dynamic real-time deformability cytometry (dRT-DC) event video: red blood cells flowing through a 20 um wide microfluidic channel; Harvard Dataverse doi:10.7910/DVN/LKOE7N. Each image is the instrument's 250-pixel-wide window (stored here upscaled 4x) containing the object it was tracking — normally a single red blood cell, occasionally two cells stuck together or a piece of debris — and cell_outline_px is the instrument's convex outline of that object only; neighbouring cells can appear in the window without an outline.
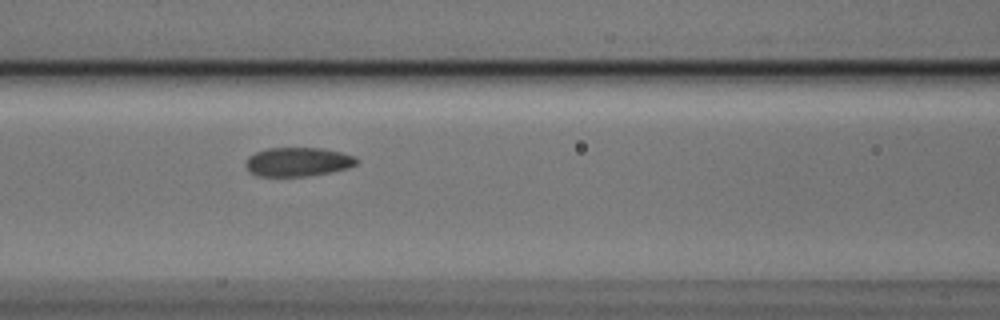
{"species": "Egyptian fruit bat (a non-hibernating species)", "species_latin": "Rousettus aegyptiacus", "temperature_condition": "cold", "stored_images_in_passage": 10, "camera_frame_rate_fps": 3000, "um_per_image_px": 0.085, "animal": {"sex": "male"}, "frame": {"image": 1, "passage_image": 5, "time_ms": 1.333, "image_size_px": [1000, 320], "cell_outline_px": [[360, 160], [356, 164], [348, 168], [332, 172], [308, 176], [256, 176], [244, 164], [248, 156], [256, 152], [268, 148], [324, 148], [356, 156]], "centroid_in_image_um": [25.35, 13.75], "position_along_channel_um": 141.2, "area_um2": 18.84}}
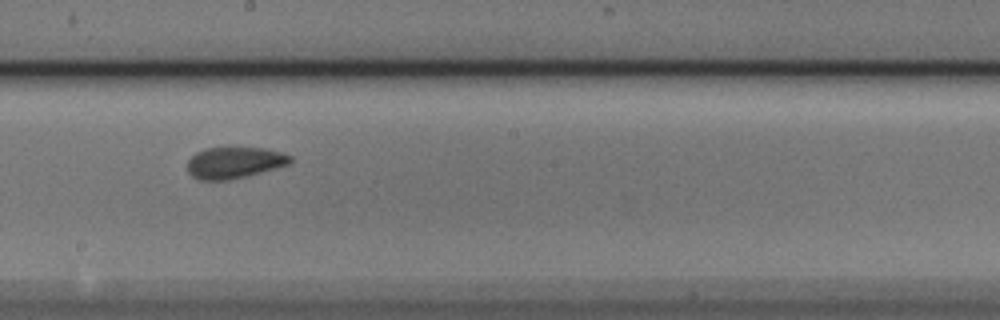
{"frame": {"image": 2, "passage_image": 7, "time_ms": 2.0, "image_size_px": [1000, 320], "cell_outline_px": [[292, 160], [288, 164], [260, 172], [244, 176], [224, 180], [200, 180], [192, 176], [188, 172], [188, 160], [196, 152], [204, 148], [264, 148], [280, 152], [292, 156]], "centroid_in_image_um": [19.89, 13.81], "position_along_channel_um": 228.3, "area_um2": 18.5}}
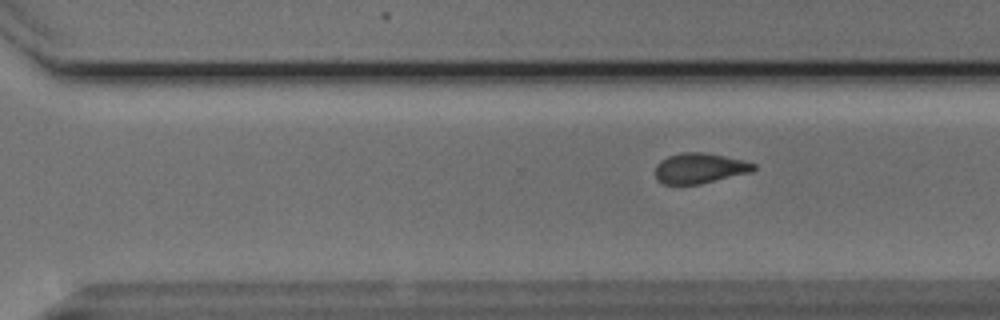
{"frame": {"image": 3, "passage_image": 10, "time_ms": 3.0, "image_size_px": [1000, 320], "cell_outline_px": [[756, 168], [752, 172], [700, 184], [664, 184], [656, 180], [656, 164], [660, 160], [668, 156], [680, 152], [704, 152], [744, 160], [756, 164]], "centroid_in_image_um": [59.47, 14.29], "position_along_channel_um": 311.1, "area_um2": 17.51}}